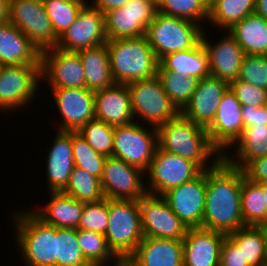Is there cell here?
<instances>
[{
	"label": "cell",
	"instance_id": "obj_13",
	"mask_svg": "<svg viewBox=\"0 0 267 266\" xmlns=\"http://www.w3.org/2000/svg\"><path fill=\"white\" fill-rule=\"evenodd\" d=\"M143 175L147 174L117 157H106L101 178L104 197L139 201L147 194Z\"/></svg>",
	"mask_w": 267,
	"mask_h": 266
},
{
	"label": "cell",
	"instance_id": "obj_35",
	"mask_svg": "<svg viewBox=\"0 0 267 266\" xmlns=\"http://www.w3.org/2000/svg\"><path fill=\"white\" fill-rule=\"evenodd\" d=\"M77 238L83 256L91 266H110L119 259L103 234L77 229Z\"/></svg>",
	"mask_w": 267,
	"mask_h": 266
},
{
	"label": "cell",
	"instance_id": "obj_36",
	"mask_svg": "<svg viewBox=\"0 0 267 266\" xmlns=\"http://www.w3.org/2000/svg\"><path fill=\"white\" fill-rule=\"evenodd\" d=\"M61 192L85 203L105 198L101 180L78 167H74L66 187Z\"/></svg>",
	"mask_w": 267,
	"mask_h": 266
},
{
	"label": "cell",
	"instance_id": "obj_37",
	"mask_svg": "<svg viewBox=\"0 0 267 266\" xmlns=\"http://www.w3.org/2000/svg\"><path fill=\"white\" fill-rule=\"evenodd\" d=\"M157 77L170 101L181 111L189 102L199 79L186 77L170 70H157Z\"/></svg>",
	"mask_w": 267,
	"mask_h": 266
},
{
	"label": "cell",
	"instance_id": "obj_3",
	"mask_svg": "<svg viewBox=\"0 0 267 266\" xmlns=\"http://www.w3.org/2000/svg\"><path fill=\"white\" fill-rule=\"evenodd\" d=\"M113 80L128 84L157 76L159 61L146 36L107 40Z\"/></svg>",
	"mask_w": 267,
	"mask_h": 266
},
{
	"label": "cell",
	"instance_id": "obj_45",
	"mask_svg": "<svg viewBox=\"0 0 267 266\" xmlns=\"http://www.w3.org/2000/svg\"><path fill=\"white\" fill-rule=\"evenodd\" d=\"M230 89L235 93L241 105L265 106L267 103V90L256 87L240 80L232 81Z\"/></svg>",
	"mask_w": 267,
	"mask_h": 266
},
{
	"label": "cell",
	"instance_id": "obj_10",
	"mask_svg": "<svg viewBox=\"0 0 267 266\" xmlns=\"http://www.w3.org/2000/svg\"><path fill=\"white\" fill-rule=\"evenodd\" d=\"M203 170L193 161L166 152L157 147L147 170L148 194L162 196L168 190L193 180Z\"/></svg>",
	"mask_w": 267,
	"mask_h": 266
},
{
	"label": "cell",
	"instance_id": "obj_54",
	"mask_svg": "<svg viewBox=\"0 0 267 266\" xmlns=\"http://www.w3.org/2000/svg\"><path fill=\"white\" fill-rule=\"evenodd\" d=\"M66 1H69V2H75V3H88L90 1H87V0H66Z\"/></svg>",
	"mask_w": 267,
	"mask_h": 266
},
{
	"label": "cell",
	"instance_id": "obj_16",
	"mask_svg": "<svg viewBox=\"0 0 267 266\" xmlns=\"http://www.w3.org/2000/svg\"><path fill=\"white\" fill-rule=\"evenodd\" d=\"M107 40L104 13L86 4L72 25L58 39L56 47L64 51L78 52L105 44Z\"/></svg>",
	"mask_w": 267,
	"mask_h": 266
},
{
	"label": "cell",
	"instance_id": "obj_14",
	"mask_svg": "<svg viewBox=\"0 0 267 266\" xmlns=\"http://www.w3.org/2000/svg\"><path fill=\"white\" fill-rule=\"evenodd\" d=\"M144 237L183 240L188 228L162 196L146 194L138 201Z\"/></svg>",
	"mask_w": 267,
	"mask_h": 266
},
{
	"label": "cell",
	"instance_id": "obj_43",
	"mask_svg": "<svg viewBox=\"0 0 267 266\" xmlns=\"http://www.w3.org/2000/svg\"><path fill=\"white\" fill-rule=\"evenodd\" d=\"M108 199L85 203L78 229L105 234L108 227Z\"/></svg>",
	"mask_w": 267,
	"mask_h": 266
},
{
	"label": "cell",
	"instance_id": "obj_18",
	"mask_svg": "<svg viewBox=\"0 0 267 266\" xmlns=\"http://www.w3.org/2000/svg\"><path fill=\"white\" fill-rule=\"evenodd\" d=\"M61 122L57 130L79 131L95 118L94 92L87 88L51 89Z\"/></svg>",
	"mask_w": 267,
	"mask_h": 266
},
{
	"label": "cell",
	"instance_id": "obj_25",
	"mask_svg": "<svg viewBox=\"0 0 267 266\" xmlns=\"http://www.w3.org/2000/svg\"><path fill=\"white\" fill-rule=\"evenodd\" d=\"M127 259L135 266H183V241L144 237Z\"/></svg>",
	"mask_w": 267,
	"mask_h": 266
},
{
	"label": "cell",
	"instance_id": "obj_32",
	"mask_svg": "<svg viewBox=\"0 0 267 266\" xmlns=\"http://www.w3.org/2000/svg\"><path fill=\"white\" fill-rule=\"evenodd\" d=\"M249 266H266V227L244 226L227 234Z\"/></svg>",
	"mask_w": 267,
	"mask_h": 266
},
{
	"label": "cell",
	"instance_id": "obj_39",
	"mask_svg": "<svg viewBox=\"0 0 267 266\" xmlns=\"http://www.w3.org/2000/svg\"><path fill=\"white\" fill-rule=\"evenodd\" d=\"M56 266H91L78 244L77 229L56 227Z\"/></svg>",
	"mask_w": 267,
	"mask_h": 266
},
{
	"label": "cell",
	"instance_id": "obj_31",
	"mask_svg": "<svg viewBox=\"0 0 267 266\" xmlns=\"http://www.w3.org/2000/svg\"><path fill=\"white\" fill-rule=\"evenodd\" d=\"M245 54L267 55V20L255 13L228 30Z\"/></svg>",
	"mask_w": 267,
	"mask_h": 266
},
{
	"label": "cell",
	"instance_id": "obj_33",
	"mask_svg": "<svg viewBox=\"0 0 267 266\" xmlns=\"http://www.w3.org/2000/svg\"><path fill=\"white\" fill-rule=\"evenodd\" d=\"M254 11L255 0H209L207 21L226 31Z\"/></svg>",
	"mask_w": 267,
	"mask_h": 266
},
{
	"label": "cell",
	"instance_id": "obj_49",
	"mask_svg": "<svg viewBox=\"0 0 267 266\" xmlns=\"http://www.w3.org/2000/svg\"><path fill=\"white\" fill-rule=\"evenodd\" d=\"M128 1L129 0H93L89 4L105 14L113 9L122 8Z\"/></svg>",
	"mask_w": 267,
	"mask_h": 266
},
{
	"label": "cell",
	"instance_id": "obj_21",
	"mask_svg": "<svg viewBox=\"0 0 267 266\" xmlns=\"http://www.w3.org/2000/svg\"><path fill=\"white\" fill-rule=\"evenodd\" d=\"M205 31L203 30L201 41L209 56L211 75L230 84L239 77L245 53L228 30L223 31L226 36L214 43L206 37Z\"/></svg>",
	"mask_w": 267,
	"mask_h": 266
},
{
	"label": "cell",
	"instance_id": "obj_23",
	"mask_svg": "<svg viewBox=\"0 0 267 266\" xmlns=\"http://www.w3.org/2000/svg\"><path fill=\"white\" fill-rule=\"evenodd\" d=\"M56 131L49 152L45 155V178L49 192H61L75 167L71 131Z\"/></svg>",
	"mask_w": 267,
	"mask_h": 266
},
{
	"label": "cell",
	"instance_id": "obj_8",
	"mask_svg": "<svg viewBox=\"0 0 267 266\" xmlns=\"http://www.w3.org/2000/svg\"><path fill=\"white\" fill-rule=\"evenodd\" d=\"M144 126L138 121L114 126L113 156L146 173L158 147V133L157 128Z\"/></svg>",
	"mask_w": 267,
	"mask_h": 266
},
{
	"label": "cell",
	"instance_id": "obj_55",
	"mask_svg": "<svg viewBox=\"0 0 267 266\" xmlns=\"http://www.w3.org/2000/svg\"><path fill=\"white\" fill-rule=\"evenodd\" d=\"M266 266H267V227H266Z\"/></svg>",
	"mask_w": 267,
	"mask_h": 266
},
{
	"label": "cell",
	"instance_id": "obj_52",
	"mask_svg": "<svg viewBox=\"0 0 267 266\" xmlns=\"http://www.w3.org/2000/svg\"><path fill=\"white\" fill-rule=\"evenodd\" d=\"M111 266H135L129 259H118Z\"/></svg>",
	"mask_w": 267,
	"mask_h": 266
},
{
	"label": "cell",
	"instance_id": "obj_30",
	"mask_svg": "<svg viewBox=\"0 0 267 266\" xmlns=\"http://www.w3.org/2000/svg\"><path fill=\"white\" fill-rule=\"evenodd\" d=\"M85 72V88L96 92L115 84L109 63L107 44L77 52Z\"/></svg>",
	"mask_w": 267,
	"mask_h": 266
},
{
	"label": "cell",
	"instance_id": "obj_50",
	"mask_svg": "<svg viewBox=\"0 0 267 266\" xmlns=\"http://www.w3.org/2000/svg\"><path fill=\"white\" fill-rule=\"evenodd\" d=\"M10 0H0V24L9 20Z\"/></svg>",
	"mask_w": 267,
	"mask_h": 266
},
{
	"label": "cell",
	"instance_id": "obj_41",
	"mask_svg": "<svg viewBox=\"0 0 267 266\" xmlns=\"http://www.w3.org/2000/svg\"><path fill=\"white\" fill-rule=\"evenodd\" d=\"M42 2L58 39L72 25L82 7L87 4L66 0H42Z\"/></svg>",
	"mask_w": 267,
	"mask_h": 266
},
{
	"label": "cell",
	"instance_id": "obj_46",
	"mask_svg": "<svg viewBox=\"0 0 267 266\" xmlns=\"http://www.w3.org/2000/svg\"><path fill=\"white\" fill-rule=\"evenodd\" d=\"M220 266H249L238 245L228 235L221 245Z\"/></svg>",
	"mask_w": 267,
	"mask_h": 266
},
{
	"label": "cell",
	"instance_id": "obj_26",
	"mask_svg": "<svg viewBox=\"0 0 267 266\" xmlns=\"http://www.w3.org/2000/svg\"><path fill=\"white\" fill-rule=\"evenodd\" d=\"M41 52L9 21L0 24V66L40 65Z\"/></svg>",
	"mask_w": 267,
	"mask_h": 266
},
{
	"label": "cell",
	"instance_id": "obj_42",
	"mask_svg": "<svg viewBox=\"0 0 267 266\" xmlns=\"http://www.w3.org/2000/svg\"><path fill=\"white\" fill-rule=\"evenodd\" d=\"M78 132L96 152L106 157L113 156L114 126L94 118L87 122Z\"/></svg>",
	"mask_w": 267,
	"mask_h": 266
},
{
	"label": "cell",
	"instance_id": "obj_28",
	"mask_svg": "<svg viewBox=\"0 0 267 266\" xmlns=\"http://www.w3.org/2000/svg\"><path fill=\"white\" fill-rule=\"evenodd\" d=\"M158 70H170L199 80L211 75L209 56L202 41L194 48L164 56L159 61Z\"/></svg>",
	"mask_w": 267,
	"mask_h": 266
},
{
	"label": "cell",
	"instance_id": "obj_40",
	"mask_svg": "<svg viewBox=\"0 0 267 266\" xmlns=\"http://www.w3.org/2000/svg\"><path fill=\"white\" fill-rule=\"evenodd\" d=\"M71 141L75 167L84 169L101 180L106 156L91 148L78 131H71Z\"/></svg>",
	"mask_w": 267,
	"mask_h": 266
},
{
	"label": "cell",
	"instance_id": "obj_24",
	"mask_svg": "<svg viewBox=\"0 0 267 266\" xmlns=\"http://www.w3.org/2000/svg\"><path fill=\"white\" fill-rule=\"evenodd\" d=\"M95 118L117 126L135 121L127 84H117L94 92Z\"/></svg>",
	"mask_w": 267,
	"mask_h": 266
},
{
	"label": "cell",
	"instance_id": "obj_34",
	"mask_svg": "<svg viewBox=\"0 0 267 266\" xmlns=\"http://www.w3.org/2000/svg\"><path fill=\"white\" fill-rule=\"evenodd\" d=\"M241 213L244 226L267 227V207L262 188L249 181L242 172Z\"/></svg>",
	"mask_w": 267,
	"mask_h": 266
},
{
	"label": "cell",
	"instance_id": "obj_5",
	"mask_svg": "<svg viewBox=\"0 0 267 266\" xmlns=\"http://www.w3.org/2000/svg\"><path fill=\"white\" fill-rule=\"evenodd\" d=\"M108 219L107 244L119 259H126L144 238L138 200L108 199Z\"/></svg>",
	"mask_w": 267,
	"mask_h": 266
},
{
	"label": "cell",
	"instance_id": "obj_53",
	"mask_svg": "<svg viewBox=\"0 0 267 266\" xmlns=\"http://www.w3.org/2000/svg\"><path fill=\"white\" fill-rule=\"evenodd\" d=\"M258 184L262 188V192H263L264 199H265V204H266V207H267V182H262V183H258Z\"/></svg>",
	"mask_w": 267,
	"mask_h": 266
},
{
	"label": "cell",
	"instance_id": "obj_20",
	"mask_svg": "<svg viewBox=\"0 0 267 266\" xmlns=\"http://www.w3.org/2000/svg\"><path fill=\"white\" fill-rule=\"evenodd\" d=\"M228 88V82L213 75L200 79L191 99L180 113L197 125L207 129L211 125L222 96Z\"/></svg>",
	"mask_w": 267,
	"mask_h": 266
},
{
	"label": "cell",
	"instance_id": "obj_19",
	"mask_svg": "<svg viewBox=\"0 0 267 266\" xmlns=\"http://www.w3.org/2000/svg\"><path fill=\"white\" fill-rule=\"evenodd\" d=\"M241 106L235 93L229 87L222 96L211 125L206 129L211 143L222 155L230 150L243 132Z\"/></svg>",
	"mask_w": 267,
	"mask_h": 266
},
{
	"label": "cell",
	"instance_id": "obj_12",
	"mask_svg": "<svg viewBox=\"0 0 267 266\" xmlns=\"http://www.w3.org/2000/svg\"><path fill=\"white\" fill-rule=\"evenodd\" d=\"M157 12L156 0H129L104 14L108 40L144 36Z\"/></svg>",
	"mask_w": 267,
	"mask_h": 266
},
{
	"label": "cell",
	"instance_id": "obj_6",
	"mask_svg": "<svg viewBox=\"0 0 267 266\" xmlns=\"http://www.w3.org/2000/svg\"><path fill=\"white\" fill-rule=\"evenodd\" d=\"M204 26L183 18L156 12L145 36L160 61L177 51L194 48L202 38Z\"/></svg>",
	"mask_w": 267,
	"mask_h": 266
},
{
	"label": "cell",
	"instance_id": "obj_51",
	"mask_svg": "<svg viewBox=\"0 0 267 266\" xmlns=\"http://www.w3.org/2000/svg\"><path fill=\"white\" fill-rule=\"evenodd\" d=\"M254 13L267 20V0H255Z\"/></svg>",
	"mask_w": 267,
	"mask_h": 266
},
{
	"label": "cell",
	"instance_id": "obj_48",
	"mask_svg": "<svg viewBox=\"0 0 267 266\" xmlns=\"http://www.w3.org/2000/svg\"><path fill=\"white\" fill-rule=\"evenodd\" d=\"M244 128L267 125V111L265 106L242 105Z\"/></svg>",
	"mask_w": 267,
	"mask_h": 266
},
{
	"label": "cell",
	"instance_id": "obj_7",
	"mask_svg": "<svg viewBox=\"0 0 267 266\" xmlns=\"http://www.w3.org/2000/svg\"><path fill=\"white\" fill-rule=\"evenodd\" d=\"M127 87L135 121L139 118L140 123L158 128L180 113L157 76L130 82Z\"/></svg>",
	"mask_w": 267,
	"mask_h": 266
},
{
	"label": "cell",
	"instance_id": "obj_38",
	"mask_svg": "<svg viewBox=\"0 0 267 266\" xmlns=\"http://www.w3.org/2000/svg\"><path fill=\"white\" fill-rule=\"evenodd\" d=\"M156 3L157 11L162 14L193 21L201 26L205 22L207 24L209 0H156Z\"/></svg>",
	"mask_w": 267,
	"mask_h": 266
},
{
	"label": "cell",
	"instance_id": "obj_11",
	"mask_svg": "<svg viewBox=\"0 0 267 266\" xmlns=\"http://www.w3.org/2000/svg\"><path fill=\"white\" fill-rule=\"evenodd\" d=\"M8 21L22 31L40 52L54 48L58 43L42 0H10Z\"/></svg>",
	"mask_w": 267,
	"mask_h": 266
},
{
	"label": "cell",
	"instance_id": "obj_17",
	"mask_svg": "<svg viewBox=\"0 0 267 266\" xmlns=\"http://www.w3.org/2000/svg\"><path fill=\"white\" fill-rule=\"evenodd\" d=\"M41 80H46L50 89L85 88V72L77 52L64 51L57 47L41 52Z\"/></svg>",
	"mask_w": 267,
	"mask_h": 266
},
{
	"label": "cell",
	"instance_id": "obj_44",
	"mask_svg": "<svg viewBox=\"0 0 267 266\" xmlns=\"http://www.w3.org/2000/svg\"><path fill=\"white\" fill-rule=\"evenodd\" d=\"M238 80L267 90V55L245 54Z\"/></svg>",
	"mask_w": 267,
	"mask_h": 266
},
{
	"label": "cell",
	"instance_id": "obj_1",
	"mask_svg": "<svg viewBox=\"0 0 267 266\" xmlns=\"http://www.w3.org/2000/svg\"><path fill=\"white\" fill-rule=\"evenodd\" d=\"M242 169L223 158L207 170L206 200L202 228L228 234L241 227Z\"/></svg>",
	"mask_w": 267,
	"mask_h": 266
},
{
	"label": "cell",
	"instance_id": "obj_29",
	"mask_svg": "<svg viewBox=\"0 0 267 266\" xmlns=\"http://www.w3.org/2000/svg\"><path fill=\"white\" fill-rule=\"evenodd\" d=\"M222 158L231 166L242 169L250 160L267 156V125L251 126L243 129L241 136L233 143L231 150Z\"/></svg>",
	"mask_w": 267,
	"mask_h": 266
},
{
	"label": "cell",
	"instance_id": "obj_2",
	"mask_svg": "<svg viewBox=\"0 0 267 266\" xmlns=\"http://www.w3.org/2000/svg\"><path fill=\"white\" fill-rule=\"evenodd\" d=\"M157 133L160 149L193 161L202 170L211 169L222 159V153L211 143L206 129L181 113L158 127Z\"/></svg>",
	"mask_w": 267,
	"mask_h": 266
},
{
	"label": "cell",
	"instance_id": "obj_27",
	"mask_svg": "<svg viewBox=\"0 0 267 266\" xmlns=\"http://www.w3.org/2000/svg\"><path fill=\"white\" fill-rule=\"evenodd\" d=\"M49 201L41 209L31 211L45 224L57 228L78 229L85 202L78 201L63 192H48Z\"/></svg>",
	"mask_w": 267,
	"mask_h": 266
},
{
	"label": "cell",
	"instance_id": "obj_15",
	"mask_svg": "<svg viewBox=\"0 0 267 266\" xmlns=\"http://www.w3.org/2000/svg\"><path fill=\"white\" fill-rule=\"evenodd\" d=\"M206 188L207 170H203L193 180L168 190L162 197L187 228H202Z\"/></svg>",
	"mask_w": 267,
	"mask_h": 266
},
{
	"label": "cell",
	"instance_id": "obj_4",
	"mask_svg": "<svg viewBox=\"0 0 267 266\" xmlns=\"http://www.w3.org/2000/svg\"><path fill=\"white\" fill-rule=\"evenodd\" d=\"M22 210H13L10 216L24 266H56V227L45 224L28 208Z\"/></svg>",
	"mask_w": 267,
	"mask_h": 266
},
{
	"label": "cell",
	"instance_id": "obj_47",
	"mask_svg": "<svg viewBox=\"0 0 267 266\" xmlns=\"http://www.w3.org/2000/svg\"><path fill=\"white\" fill-rule=\"evenodd\" d=\"M244 177L254 183L267 182V156L250 160L243 168Z\"/></svg>",
	"mask_w": 267,
	"mask_h": 266
},
{
	"label": "cell",
	"instance_id": "obj_9",
	"mask_svg": "<svg viewBox=\"0 0 267 266\" xmlns=\"http://www.w3.org/2000/svg\"><path fill=\"white\" fill-rule=\"evenodd\" d=\"M40 79L41 65L0 66V111L19 112L31 105L43 82Z\"/></svg>",
	"mask_w": 267,
	"mask_h": 266
},
{
	"label": "cell",
	"instance_id": "obj_22",
	"mask_svg": "<svg viewBox=\"0 0 267 266\" xmlns=\"http://www.w3.org/2000/svg\"><path fill=\"white\" fill-rule=\"evenodd\" d=\"M227 234L188 228L183 241V266H220V249Z\"/></svg>",
	"mask_w": 267,
	"mask_h": 266
}]
</instances>
